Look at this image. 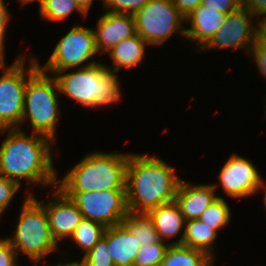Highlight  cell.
<instances>
[{
	"instance_id": "cell-40",
	"label": "cell",
	"mask_w": 266,
	"mask_h": 266,
	"mask_svg": "<svg viewBox=\"0 0 266 266\" xmlns=\"http://www.w3.org/2000/svg\"><path fill=\"white\" fill-rule=\"evenodd\" d=\"M265 179L262 180L261 184L259 185L258 189H257V192L259 193V191L263 192L264 195H263V201H264V206H265V209H266V181L264 182Z\"/></svg>"
},
{
	"instance_id": "cell-25",
	"label": "cell",
	"mask_w": 266,
	"mask_h": 266,
	"mask_svg": "<svg viewBox=\"0 0 266 266\" xmlns=\"http://www.w3.org/2000/svg\"><path fill=\"white\" fill-rule=\"evenodd\" d=\"M231 210L227 201L223 197H218L207 209L199 216V220L210 228L219 232L229 225L231 220Z\"/></svg>"
},
{
	"instance_id": "cell-5",
	"label": "cell",
	"mask_w": 266,
	"mask_h": 266,
	"mask_svg": "<svg viewBox=\"0 0 266 266\" xmlns=\"http://www.w3.org/2000/svg\"><path fill=\"white\" fill-rule=\"evenodd\" d=\"M38 199L34 194L25 195L15 231L5 237L18 258L23 254L34 266L60 247L51 235L46 210Z\"/></svg>"
},
{
	"instance_id": "cell-37",
	"label": "cell",
	"mask_w": 266,
	"mask_h": 266,
	"mask_svg": "<svg viewBox=\"0 0 266 266\" xmlns=\"http://www.w3.org/2000/svg\"><path fill=\"white\" fill-rule=\"evenodd\" d=\"M78 4L81 6V8L89 14L90 8L92 6L93 0H76ZM102 2V5L104 4V0H100Z\"/></svg>"
},
{
	"instance_id": "cell-30",
	"label": "cell",
	"mask_w": 266,
	"mask_h": 266,
	"mask_svg": "<svg viewBox=\"0 0 266 266\" xmlns=\"http://www.w3.org/2000/svg\"><path fill=\"white\" fill-rule=\"evenodd\" d=\"M11 12L8 9L5 0H0V59H5V36L8 28V22L11 19Z\"/></svg>"
},
{
	"instance_id": "cell-14",
	"label": "cell",
	"mask_w": 266,
	"mask_h": 266,
	"mask_svg": "<svg viewBox=\"0 0 266 266\" xmlns=\"http://www.w3.org/2000/svg\"><path fill=\"white\" fill-rule=\"evenodd\" d=\"M93 30L96 48L100 55L105 54L122 40L137 34L133 15L106 11L98 19Z\"/></svg>"
},
{
	"instance_id": "cell-20",
	"label": "cell",
	"mask_w": 266,
	"mask_h": 266,
	"mask_svg": "<svg viewBox=\"0 0 266 266\" xmlns=\"http://www.w3.org/2000/svg\"><path fill=\"white\" fill-rule=\"evenodd\" d=\"M218 232L210 226L205 225L199 219L188 220L185 222V233L182 245L199 249L206 252L214 260L215 257V241Z\"/></svg>"
},
{
	"instance_id": "cell-13",
	"label": "cell",
	"mask_w": 266,
	"mask_h": 266,
	"mask_svg": "<svg viewBox=\"0 0 266 266\" xmlns=\"http://www.w3.org/2000/svg\"><path fill=\"white\" fill-rule=\"evenodd\" d=\"M52 189H54L51 193L52 199L48 201L40 199L38 201L46 210L51 235L60 245L61 242L59 241H68L73 235L76 227L83 219V215L70 197L58 187Z\"/></svg>"
},
{
	"instance_id": "cell-17",
	"label": "cell",
	"mask_w": 266,
	"mask_h": 266,
	"mask_svg": "<svg viewBox=\"0 0 266 266\" xmlns=\"http://www.w3.org/2000/svg\"><path fill=\"white\" fill-rule=\"evenodd\" d=\"M148 215L151 217L162 242L170 245L182 244L186 220L175 201L153 208L148 212ZM176 235H180L179 239L169 242Z\"/></svg>"
},
{
	"instance_id": "cell-36",
	"label": "cell",
	"mask_w": 266,
	"mask_h": 266,
	"mask_svg": "<svg viewBox=\"0 0 266 266\" xmlns=\"http://www.w3.org/2000/svg\"><path fill=\"white\" fill-rule=\"evenodd\" d=\"M257 39L266 46V18L257 21Z\"/></svg>"
},
{
	"instance_id": "cell-42",
	"label": "cell",
	"mask_w": 266,
	"mask_h": 266,
	"mask_svg": "<svg viewBox=\"0 0 266 266\" xmlns=\"http://www.w3.org/2000/svg\"><path fill=\"white\" fill-rule=\"evenodd\" d=\"M266 98V97H265ZM265 103H266V99H265ZM266 108V105L264 106ZM265 119H266V109H265V113H264Z\"/></svg>"
},
{
	"instance_id": "cell-2",
	"label": "cell",
	"mask_w": 266,
	"mask_h": 266,
	"mask_svg": "<svg viewBox=\"0 0 266 266\" xmlns=\"http://www.w3.org/2000/svg\"><path fill=\"white\" fill-rule=\"evenodd\" d=\"M180 180L174 167L161 158L131 152L126 169L128 212L148 213L175 201Z\"/></svg>"
},
{
	"instance_id": "cell-3",
	"label": "cell",
	"mask_w": 266,
	"mask_h": 266,
	"mask_svg": "<svg viewBox=\"0 0 266 266\" xmlns=\"http://www.w3.org/2000/svg\"><path fill=\"white\" fill-rule=\"evenodd\" d=\"M72 71L68 69L54 75L60 96L65 94L80 106L92 110L112 107L122 98L118 74L108 69L101 60Z\"/></svg>"
},
{
	"instance_id": "cell-8",
	"label": "cell",
	"mask_w": 266,
	"mask_h": 266,
	"mask_svg": "<svg viewBox=\"0 0 266 266\" xmlns=\"http://www.w3.org/2000/svg\"><path fill=\"white\" fill-rule=\"evenodd\" d=\"M96 54L99 53L93 28L75 24L60 38L46 63L41 66L37 59L38 68L54 76L57 72L98 63L94 61Z\"/></svg>"
},
{
	"instance_id": "cell-18",
	"label": "cell",
	"mask_w": 266,
	"mask_h": 266,
	"mask_svg": "<svg viewBox=\"0 0 266 266\" xmlns=\"http://www.w3.org/2000/svg\"><path fill=\"white\" fill-rule=\"evenodd\" d=\"M107 246L115 266H133L140 242L123 224L107 228Z\"/></svg>"
},
{
	"instance_id": "cell-10",
	"label": "cell",
	"mask_w": 266,
	"mask_h": 266,
	"mask_svg": "<svg viewBox=\"0 0 266 266\" xmlns=\"http://www.w3.org/2000/svg\"><path fill=\"white\" fill-rule=\"evenodd\" d=\"M63 193L75 203L83 218L106 228L121 224L127 216L126 190Z\"/></svg>"
},
{
	"instance_id": "cell-6",
	"label": "cell",
	"mask_w": 266,
	"mask_h": 266,
	"mask_svg": "<svg viewBox=\"0 0 266 266\" xmlns=\"http://www.w3.org/2000/svg\"><path fill=\"white\" fill-rule=\"evenodd\" d=\"M58 82L54 76L38 69L27 81L22 123L30 121L32 131L55 142L60 115Z\"/></svg>"
},
{
	"instance_id": "cell-32",
	"label": "cell",
	"mask_w": 266,
	"mask_h": 266,
	"mask_svg": "<svg viewBox=\"0 0 266 266\" xmlns=\"http://www.w3.org/2000/svg\"><path fill=\"white\" fill-rule=\"evenodd\" d=\"M201 5H206L207 8H213L227 15L241 6L242 0H202Z\"/></svg>"
},
{
	"instance_id": "cell-27",
	"label": "cell",
	"mask_w": 266,
	"mask_h": 266,
	"mask_svg": "<svg viewBox=\"0 0 266 266\" xmlns=\"http://www.w3.org/2000/svg\"><path fill=\"white\" fill-rule=\"evenodd\" d=\"M82 260L84 266H115L107 246V228L94 247L83 255Z\"/></svg>"
},
{
	"instance_id": "cell-23",
	"label": "cell",
	"mask_w": 266,
	"mask_h": 266,
	"mask_svg": "<svg viewBox=\"0 0 266 266\" xmlns=\"http://www.w3.org/2000/svg\"><path fill=\"white\" fill-rule=\"evenodd\" d=\"M75 11L82 18L88 15L76 0H43L38 14L45 21L59 22L65 20Z\"/></svg>"
},
{
	"instance_id": "cell-31",
	"label": "cell",
	"mask_w": 266,
	"mask_h": 266,
	"mask_svg": "<svg viewBox=\"0 0 266 266\" xmlns=\"http://www.w3.org/2000/svg\"><path fill=\"white\" fill-rule=\"evenodd\" d=\"M250 55L254 60L255 67H257L259 74L266 80V46H264L258 39L250 50Z\"/></svg>"
},
{
	"instance_id": "cell-38",
	"label": "cell",
	"mask_w": 266,
	"mask_h": 266,
	"mask_svg": "<svg viewBox=\"0 0 266 266\" xmlns=\"http://www.w3.org/2000/svg\"><path fill=\"white\" fill-rule=\"evenodd\" d=\"M70 261L71 260H69V262H66L65 263V262H63L61 260V262H58L56 265L54 264L53 266H84V263H83L82 258L79 261H78V259L77 260H74V261L72 260L71 262ZM46 266H48V265H46Z\"/></svg>"
},
{
	"instance_id": "cell-41",
	"label": "cell",
	"mask_w": 266,
	"mask_h": 266,
	"mask_svg": "<svg viewBox=\"0 0 266 266\" xmlns=\"http://www.w3.org/2000/svg\"><path fill=\"white\" fill-rule=\"evenodd\" d=\"M18 259L11 265V266H22L21 264L18 263Z\"/></svg>"
},
{
	"instance_id": "cell-1",
	"label": "cell",
	"mask_w": 266,
	"mask_h": 266,
	"mask_svg": "<svg viewBox=\"0 0 266 266\" xmlns=\"http://www.w3.org/2000/svg\"><path fill=\"white\" fill-rule=\"evenodd\" d=\"M5 133L0 145V175L20 185L21 180H25L30 186L26 190L31 195L34 192L29 189L33 185L56 187L58 175L53 161L54 142L44 135L33 132L29 135L19 128L0 129V134Z\"/></svg>"
},
{
	"instance_id": "cell-7",
	"label": "cell",
	"mask_w": 266,
	"mask_h": 266,
	"mask_svg": "<svg viewBox=\"0 0 266 266\" xmlns=\"http://www.w3.org/2000/svg\"><path fill=\"white\" fill-rule=\"evenodd\" d=\"M25 56L22 53L17 55L8 66L6 59H0V129L21 125L27 81L39 69L33 55L26 67Z\"/></svg>"
},
{
	"instance_id": "cell-11",
	"label": "cell",
	"mask_w": 266,
	"mask_h": 266,
	"mask_svg": "<svg viewBox=\"0 0 266 266\" xmlns=\"http://www.w3.org/2000/svg\"><path fill=\"white\" fill-rule=\"evenodd\" d=\"M257 21L242 4L225 16L218 31L201 51L230 48L246 51L249 55L257 40Z\"/></svg>"
},
{
	"instance_id": "cell-33",
	"label": "cell",
	"mask_w": 266,
	"mask_h": 266,
	"mask_svg": "<svg viewBox=\"0 0 266 266\" xmlns=\"http://www.w3.org/2000/svg\"><path fill=\"white\" fill-rule=\"evenodd\" d=\"M17 259L16 250L10 242L5 237L0 238V266H11Z\"/></svg>"
},
{
	"instance_id": "cell-12",
	"label": "cell",
	"mask_w": 266,
	"mask_h": 266,
	"mask_svg": "<svg viewBox=\"0 0 266 266\" xmlns=\"http://www.w3.org/2000/svg\"><path fill=\"white\" fill-rule=\"evenodd\" d=\"M257 167L249 160L233 153L220 169L218 182L212 183L215 190L222 187L224 194L233 199L250 198L257 194L263 178Z\"/></svg>"
},
{
	"instance_id": "cell-39",
	"label": "cell",
	"mask_w": 266,
	"mask_h": 266,
	"mask_svg": "<svg viewBox=\"0 0 266 266\" xmlns=\"http://www.w3.org/2000/svg\"><path fill=\"white\" fill-rule=\"evenodd\" d=\"M17 2H19V7L24 8V6L29 5L32 2H39V8L41 7L43 0H16Z\"/></svg>"
},
{
	"instance_id": "cell-29",
	"label": "cell",
	"mask_w": 266,
	"mask_h": 266,
	"mask_svg": "<svg viewBox=\"0 0 266 266\" xmlns=\"http://www.w3.org/2000/svg\"><path fill=\"white\" fill-rule=\"evenodd\" d=\"M21 186L18 182L0 175V217L12 204Z\"/></svg>"
},
{
	"instance_id": "cell-19",
	"label": "cell",
	"mask_w": 266,
	"mask_h": 266,
	"mask_svg": "<svg viewBox=\"0 0 266 266\" xmlns=\"http://www.w3.org/2000/svg\"><path fill=\"white\" fill-rule=\"evenodd\" d=\"M147 46L149 44L138 34L124 39L105 53L113 60L110 67L106 63L105 66L115 73L122 68L130 69L139 66L146 58Z\"/></svg>"
},
{
	"instance_id": "cell-21",
	"label": "cell",
	"mask_w": 266,
	"mask_h": 266,
	"mask_svg": "<svg viewBox=\"0 0 266 266\" xmlns=\"http://www.w3.org/2000/svg\"><path fill=\"white\" fill-rule=\"evenodd\" d=\"M206 252L185 245H170L159 266H214Z\"/></svg>"
},
{
	"instance_id": "cell-28",
	"label": "cell",
	"mask_w": 266,
	"mask_h": 266,
	"mask_svg": "<svg viewBox=\"0 0 266 266\" xmlns=\"http://www.w3.org/2000/svg\"><path fill=\"white\" fill-rule=\"evenodd\" d=\"M150 0H104L103 9L106 12L134 15Z\"/></svg>"
},
{
	"instance_id": "cell-24",
	"label": "cell",
	"mask_w": 266,
	"mask_h": 266,
	"mask_svg": "<svg viewBox=\"0 0 266 266\" xmlns=\"http://www.w3.org/2000/svg\"><path fill=\"white\" fill-rule=\"evenodd\" d=\"M106 227L103 225L83 218L79 225L76 227L73 235L69 238V241L77 246L83 255L91 250L94 245L101 239L104 235Z\"/></svg>"
},
{
	"instance_id": "cell-26",
	"label": "cell",
	"mask_w": 266,
	"mask_h": 266,
	"mask_svg": "<svg viewBox=\"0 0 266 266\" xmlns=\"http://www.w3.org/2000/svg\"><path fill=\"white\" fill-rule=\"evenodd\" d=\"M169 246L170 244L162 242L161 240L151 245L141 246L133 266H159L165 258Z\"/></svg>"
},
{
	"instance_id": "cell-15",
	"label": "cell",
	"mask_w": 266,
	"mask_h": 266,
	"mask_svg": "<svg viewBox=\"0 0 266 266\" xmlns=\"http://www.w3.org/2000/svg\"><path fill=\"white\" fill-rule=\"evenodd\" d=\"M218 197L212 183L199 185L181 179L176 191L175 202L185 220L188 221L198 219Z\"/></svg>"
},
{
	"instance_id": "cell-16",
	"label": "cell",
	"mask_w": 266,
	"mask_h": 266,
	"mask_svg": "<svg viewBox=\"0 0 266 266\" xmlns=\"http://www.w3.org/2000/svg\"><path fill=\"white\" fill-rule=\"evenodd\" d=\"M226 14L207 8L206 5H199L188 16H186L185 39L196 44V52L201 51L213 38L215 33L222 25Z\"/></svg>"
},
{
	"instance_id": "cell-4",
	"label": "cell",
	"mask_w": 266,
	"mask_h": 266,
	"mask_svg": "<svg viewBox=\"0 0 266 266\" xmlns=\"http://www.w3.org/2000/svg\"><path fill=\"white\" fill-rule=\"evenodd\" d=\"M130 153L94 151L85 155L57 179L62 192L126 190V169Z\"/></svg>"
},
{
	"instance_id": "cell-9",
	"label": "cell",
	"mask_w": 266,
	"mask_h": 266,
	"mask_svg": "<svg viewBox=\"0 0 266 266\" xmlns=\"http://www.w3.org/2000/svg\"><path fill=\"white\" fill-rule=\"evenodd\" d=\"M133 16L137 34L149 46L162 45L175 33L185 38L186 17L172 0H150Z\"/></svg>"
},
{
	"instance_id": "cell-22",
	"label": "cell",
	"mask_w": 266,
	"mask_h": 266,
	"mask_svg": "<svg viewBox=\"0 0 266 266\" xmlns=\"http://www.w3.org/2000/svg\"><path fill=\"white\" fill-rule=\"evenodd\" d=\"M122 223L136 237L141 246L160 241L154 223L148 213L128 212Z\"/></svg>"
},
{
	"instance_id": "cell-35",
	"label": "cell",
	"mask_w": 266,
	"mask_h": 266,
	"mask_svg": "<svg viewBox=\"0 0 266 266\" xmlns=\"http://www.w3.org/2000/svg\"><path fill=\"white\" fill-rule=\"evenodd\" d=\"M172 2L185 17L202 4V0H172Z\"/></svg>"
},
{
	"instance_id": "cell-34",
	"label": "cell",
	"mask_w": 266,
	"mask_h": 266,
	"mask_svg": "<svg viewBox=\"0 0 266 266\" xmlns=\"http://www.w3.org/2000/svg\"><path fill=\"white\" fill-rule=\"evenodd\" d=\"M242 4L257 20L266 18V0H242Z\"/></svg>"
}]
</instances>
